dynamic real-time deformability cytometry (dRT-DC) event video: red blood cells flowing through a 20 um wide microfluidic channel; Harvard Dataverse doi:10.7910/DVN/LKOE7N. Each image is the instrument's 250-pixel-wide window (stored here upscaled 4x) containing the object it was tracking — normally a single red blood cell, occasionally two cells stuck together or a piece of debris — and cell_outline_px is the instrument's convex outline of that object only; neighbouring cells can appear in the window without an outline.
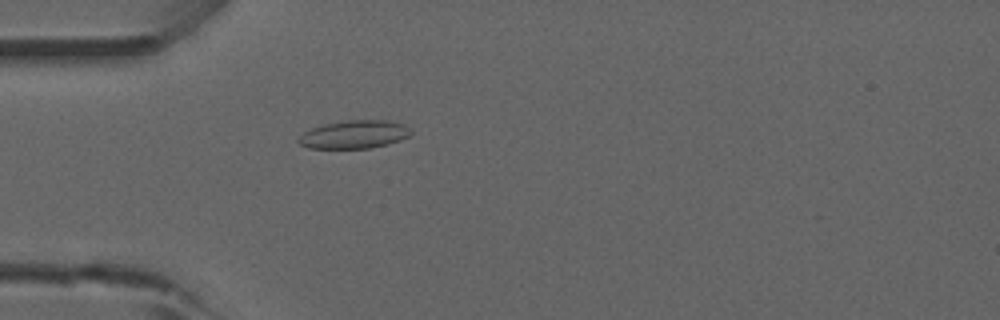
{"species": "common noctule bat (a hibernating species)", "species_latin": "Nyctalus noctula", "temperature_condition": "room temperature", "stored_images_in_passage": 53, "camera_frame_rate_fps": 3000, "um_per_image_px": 0.085, "animal": {"sex": "male", "forearm_length_mm": 52.5}, "frame": {"image": 1, "passage_image": 16, "time_ms": 5.0, "image_size_px": [1000, 320], "cell_outline_px": [[412, 132], [408, 136], [400, 140], [388, 144], [368, 148], [308, 148], [300, 144], [296, 140], [304, 132], [312, 128], [324, 124], [348, 120], [388, 120], [404, 124]], "centroid_in_image_um": [30.1, 11.42], "position_along_channel_um": 54.9, "area_um2": 18.32}}
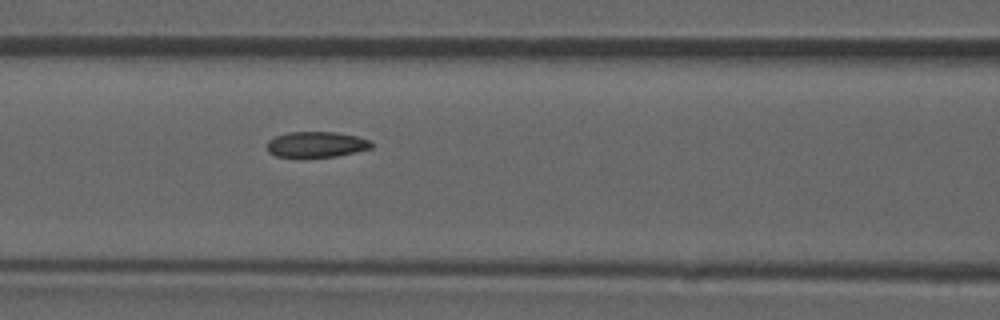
{"frame": {"image": 2, "passage_image": 23, "time_ms": 7.333, "image_size_px": [1000, 320], "cell_outline_px": [[372, 148], [336, 156], [276, 156], [268, 152], [268, 140], [276, 136], [288, 132], [336, 132], [356, 136], [368, 140], [372, 144]], "centroid_in_image_um": [26.88, 12.26], "position_along_channel_um": 139.7, "area_um2": 15.26}, "authors_computed_cell_mechanics": {"area_um2": 16.184, "velocity_mm_per_s": 3.9048, "shape_relaxation_time_tau1_ms": 10.2019, "shape_relaxation_time_tau2_ms": 2.2349, "deformation_change_tau1": 0.1746, "deformation_change_tau2": 0.0725}}